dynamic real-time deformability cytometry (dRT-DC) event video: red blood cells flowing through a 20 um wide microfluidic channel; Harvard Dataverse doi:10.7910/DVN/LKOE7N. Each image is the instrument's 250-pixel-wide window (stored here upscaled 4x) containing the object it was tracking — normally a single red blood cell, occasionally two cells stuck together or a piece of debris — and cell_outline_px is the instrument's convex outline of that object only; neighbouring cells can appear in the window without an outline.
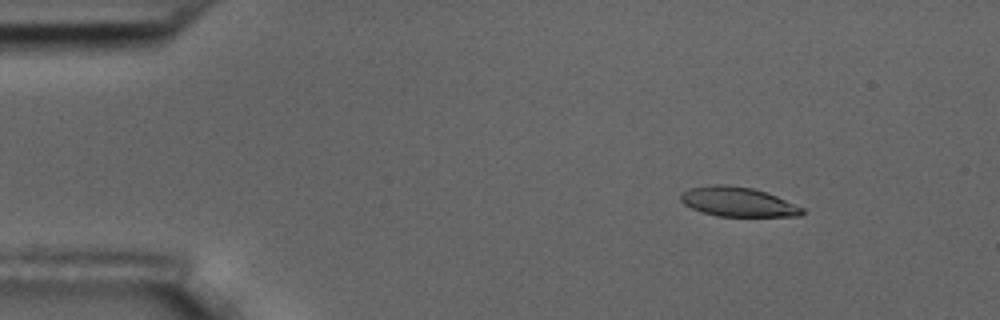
{"species": "common noctule bat (a hibernating species)", "species_latin": "Nyctalus noctula", "temperature_condition": "room temperature", "stored_images_in_passage": 10, "camera_frame_rate_fps": 3000, "um_per_image_px": 0.085, "animal": {"sex": "male", "body_mass_g": 17.5, "forearm_length_mm": 52.3}, "frame": {"image": 1, "passage_image": 1, "time_ms": 0.0, "image_size_px": [1000, 320], "cell_outline_px": [[804, 212], [800, 216], [716, 216], [700, 212], [684, 204], [680, 200], [680, 192], [688, 188], [712, 184], [724, 184], [752, 188], [776, 196], [804, 208]], "centroid_in_image_um": [62.66, 17.15], "position_along_channel_um": 22.3, "area_um2": 20.92}}
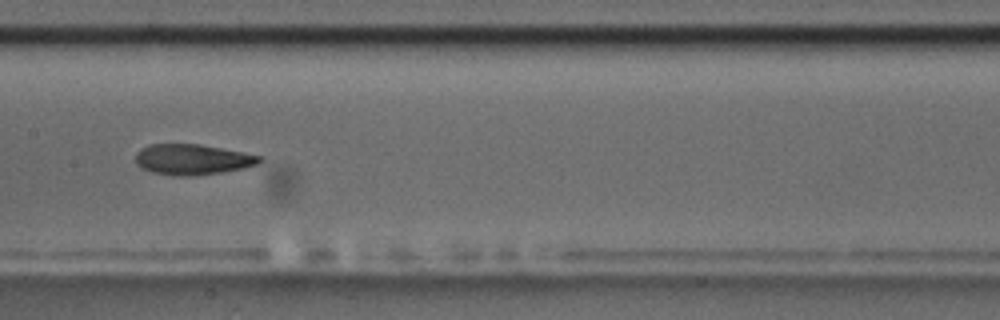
{"frame": {"image": 2, "passage_image": 7, "time_ms": 7.0, "image_size_px": [1000, 320], "cell_outline_px": [[264, 160], [256, 164], [244, 168], [220, 172], [192, 176], [176, 176], [152, 172], [140, 168], [136, 164], [136, 152], [140, 148], [148, 144], [200, 144], [244, 152], [264, 156]], "centroid_in_image_um": [16.35, 13.55], "position_along_channel_um": 191.0, "area_um2": 22.31}}
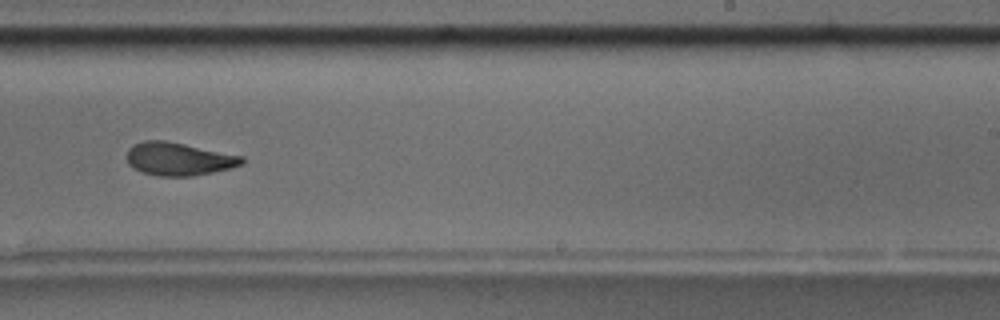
{"frame": {"image": 3, "passage_image": 9, "time_ms": 9.333, "image_size_px": [1000, 320], "cell_outline_px": [[244, 164], [212, 172], [192, 176], [160, 176], [140, 172], [132, 168], [128, 164], [128, 148], [132, 144], [144, 140], [164, 140], [244, 156]], "centroid_in_image_um": [15.16, 13.51], "position_along_channel_um": 273.8, "area_um2": 22.14}}